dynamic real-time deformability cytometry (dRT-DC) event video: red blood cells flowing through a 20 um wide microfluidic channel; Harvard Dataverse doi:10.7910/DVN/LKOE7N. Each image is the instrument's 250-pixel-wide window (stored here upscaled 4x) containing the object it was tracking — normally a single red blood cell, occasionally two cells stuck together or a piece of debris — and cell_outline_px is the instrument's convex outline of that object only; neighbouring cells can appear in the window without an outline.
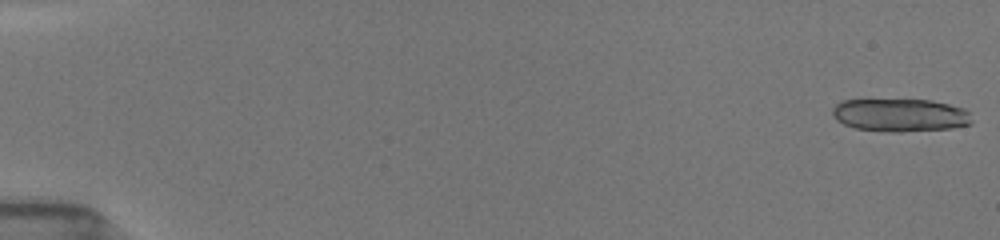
{"species": "common noctule bat (a hibernating species)", "species_latin": "Nyctalus noctula", "temperature_condition": "room temperature", "stored_images_in_passage": 47, "segment_of_instrument_passage": [1, 2], "camera_frame_rate_fps": 3000, "um_per_image_px": 0.085, "animal": {"sex": "female", "body_mass_g": 19.5, "forearm_length_mm": 54.1}, "frame": {"image": 1, "passage_image": 1, "time_ms": 0.0, "image_size_px": [1000, 240], "cell_outline_px": [[972, 124], [952, 128], [900, 132], [888, 132], [856, 128], [844, 124], [836, 120], [832, 116], [832, 108], [840, 100], [932, 100], [964, 108], [968, 112], [972, 120]], "centroid_in_image_um": [76.5, 9.79], "position_along_channel_um": 8.5, "area_um2": 26.88}}
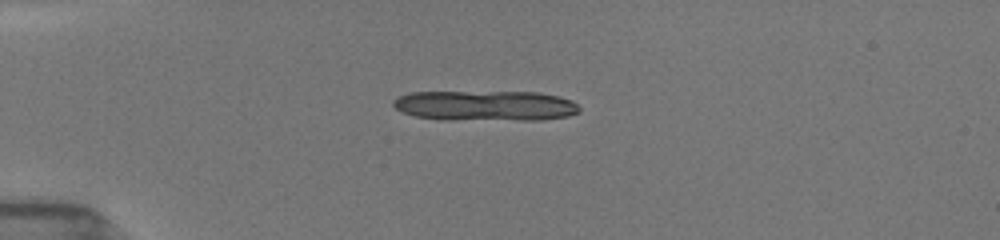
{"frame": {"image": 2, "passage_image": 23, "time_ms": 4.333, "image_size_px": [1000, 240], "cell_outline_px": [[580, 112], [568, 116], [540, 120], [444, 120], [416, 116], [404, 112], [396, 108], [392, 104], [392, 100], [400, 96], [412, 92], [536, 92], [560, 96], [572, 100], [580, 108]], "centroid_in_image_um": [41.29, 8.99], "position_along_channel_um": 43.7, "area_um2": 33.12}}